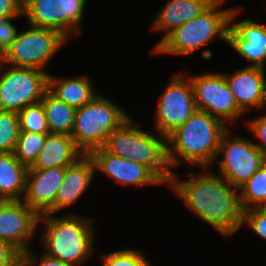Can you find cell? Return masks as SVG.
Instances as JSON below:
<instances>
[{
	"label": "cell",
	"instance_id": "1",
	"mask_svg": "<svg viewBox=\"0 0 266 266\" xmlns=\"http://www.w3.org/2000/svg\"><path fill=\"white\" fill-rule=\"evenodd\" d=\"M201 170L205 173H189L187 180L172 171L168 186L201 221L225 237L232 236L242 227L244 210L239 188L216 172H208V168Z\"/></svg>",
	"mask_w": 266,
	"mask_h": 266
},
{
	"label": "cell",
	"instance_id": "2",
	"mask_svg": "<svg viewBox=\"0 0 266 266\" xmlns=\"http://www.w3.org/2000/svg\"><path fill=\"white\" fill-rule=\"evenodd\" d=\"M224 122L207 112L196 110L191 117L166 138L170 170L179 164L191 163L198 168H211L223 134Z\"/></svg>",
	"mask_w": 266,
	"mask_h": 266
},
{
	"label": "cell",
	"instance_id": "3",
	"mask_svg": "<svg viewBox=\"0 0 266 266\" xmlns=\"http://www.w3.org/2000/svg\"><path fill=\"white\" fill-rule=\"evenodd\" d=\"M55 215V216H54ZM42 225L41 245L44 253L71 266H81L94 253L95 229L93 219L77 213L39 216Z\"/></svg>",
	"mask_w": 266,
	"mask_h": 266
},
{
	"label": "cell",
	"instance_id": "4",
	"mask_svg": "<svg viewBox=\"0 0 266 266\" xmlns=\"http://www.w3.org/2000/svg\"><path fill=\"white\" fill-rule=\"evenodd\" d=\"M139 125L130 117L108 136L102 148L124 159L144 164L168 185L172 171L167 160L166 138L157 132L154 135L141 130Z\"/></svg>",
	"mask_w": 266,
	"mask_h": 266
},
{
	"label": "cell",
	"instance_id": "5",
	"mask_svg": "<svg viewBox=\"0 0 266 266\" xmlns=\"http://www.w3.org/2000/svg\"><path fill=\"white\" fill-rule=\"evenodd\" d=\"M226 0H215L199 16L170 33L152 53L190 55L218 37L228 43L232 8H224ZM222 8V10H221Z\"/></svg>",
	"mask_w": 266,
	"mask_h": 266
},
{
	"label": "cell",
	"instance_id": "6",
	"mask_svg": "<svg viewBox=\"0 0 266 266\" xmlns=\"http://www.w3.org/2000/svg\"><path fill=\"white\" fill-rule=\"evenodd\" d=\"M131 116L112 100L97 94L89 103L76 109L71 137L77 147L88 155L101 148L108 136Z\"/></svg>",
	"mask_w": 266,
	"mask_h": 266
},
{
	"label": "cell",
	"instance_id": "7",
	"mask_svg": "<svg viewBox=\"0 0 266 266\" xmlns=\"http://www.w3.org/2000/svg\"><path fill=\"white\" fill-rule=\"evenodd\" d=\"M69 41L62 33L48 28L28 25L27 30L18 32L1 62L46 72V66Z\"/></svg>",
	"mask_w": 266,
	"mask_h": 266
},
{
	"label": "cell",
	"instance_id": "8",
	"mask_svg": "<svg viewBox=\"0 0 266 266\" xmlns=\"http://www.w3.org/2000/svg\"><path fill=\"white\" fill-rule=\"evenodd\" d=\"M48 74L0 61V110L19 113L26 106L40 102L48 90Z\"/></svg>",
	"mask_w": 266,
	"mask_h": 266
},
{
	"label": "cell",
	"instance_id": "9",
	"mask_svg": "<svg viewBox=\"0 0 266 266\" xmlns=\"http://www.w3.org/2000/svg\"><path fill=\"white\" fill-rule=\"evenodd\" d=\"M230 130L223 134L214 162L219 165L220 175L239 188L261 168L266 158L252 140L240 135L231 137Z\"/></svg>",
	"mask_w": 266,
	"mask_h": 266
},
{
	"label": "cell",
	"instance_id": "10",
	"mask_svg": "<svg viewBox=\"0 0 266 266\" xmlns=\"http://www.w3.org/2000/svg\"><path fill=\"white\" fill-rule=\"evenodd\" d=\"M87 1L23 0V15L27 24L56 30L69 40L80 34Z\"/></svg>",
	"mask_w": 266,
	"mask_h": 266
},
{
	"label": "cell",
	"instance_id": "11",
	"mask_svg": "<svg viewBox=\"0 0 266 266\" xmlns=\"http://www.w3.org/2000/svg\"><path fill=\"white\" fill-rule=\"evenodd\" d=\"M196 110L190 78L185 74L183 75L182 72L175 74L159 97L156 115L153 117V130L167 138L185 123Z\"/></svg>",
	"mask_w": 266,
	"mask_h": 266
},
{
	"label": "cell",
	"instance_id": "12",
	"mask_svg": "<svg viewBox=\"0 0 266 266\" xmlns=\"http://www.w3.org/2000/svg\"><path fill=\"white\" fill-rule=\"evenodd\" d=\"M189 78L197 110L207 112L227 126L244 116L229 89L224 73L206 72Z\"/></svg>",
	"mask_w": 266,
	"mask_h": 266
},
{
	"label": "cell",
	"instance_id": "13",
	"mask_svg": "<svg viewBox=\"0 0 266 266\" xmlns=\"http://www.w3.org/2000/svg\"><path fill=\"white\" fill-rule=\"evenodd\" d=\"M39 216L23 200L0 202V240L20 254L30 250V241L40 226Z\"/></svg>",
	"mask_w": 266,
	"mask_h": 266
},
{
	"label": "cell",
	"instance_id": "14",
	"mask_svg": "<svg viewBox=\"0 0 266 266\" xmlns=\"http://www.w3.org/2000/svg\"><path fill=\"white\" fill-rule=\"evenodd\" d=\"M241 7H234L230 15L228 43L251 67L265 68L266 63V25L245 18L237 21ZM236 19V20H235Z\"/></svg>",
	"mask_w": 266,
	"mask_h": 266
},
{
	"label": "cell",
	"instance_id": "15",
	"mask_svg": "<svg viewBox=\"0 0 266 266\" xmlns=\"http://www.w3.org/2000/svg\"><path fill=\"white\" fill-rule=\"evenodd\" d=\"M88 156L95 171L104 173L122 186L164 185V183L144 164L106 152L102 147L94 149Z\"/></svg>",
	"mask_w": 266,
	"mask_h": 266
},
{
	"label": "cell",
	"instance_id": "16",
	"mask_svg": "<svg viewBox=\"0 0 266 266\" xmlns=\"http://www.w3.org/2000/svg\"><path fill=\"white\" fill-rule=\"evenodd\" d=\"M65 167L27 169L23 201L38 215L47 214L55 205Z\"/></svg>",
	"mask_w": 266,
	"mask_h": 266
},
{
	"label": "cell",
	"instance_id": "17",
	"mask_svg": "<svg viewBox=\"0 0 266 266\" xmlns=\"http://www.w3.org/2000/svg\"><path fill=\"white\" fill-rule=\"evenodd\" d=\"M265 70L266 68L246 66L231 75L224 73L229 89L244 115L251 109L262 110L265 108Z\"/></svg>",
	"mask_w": 266,
	"mask_h": 266
},
{
	"label": "cell",
	"instance_id": "18",
	"mask_svg": "<svg viewBox=\"0 0 266 266\" xmlns=\"http://www.w3.org/2000/svg\"><path fill=\"white\" fill-rule=\"evenodd\" d=\"M96 174L95 166L88 155L75 164L65 167L63 181L57 191L55 205L47 214H56L65 207L76 204L77 200L90 188Z\"/></svg>",
	"mask_w": 266,
	"mask_h": 266
},
{
	"label": "cell",
	"instance_id": "19",
	"mask_svg": "<svg viewBox=\"0 0 266 266\" xmlns=\"http://www.w3.org/2000/svg\"><path fill=\"white\" fill-rule=\"evenodd\" d=\"M215 0H168L155 16L152 29L165 31L153 50L175 29L199 16Z\"/></svg>",
	"mask_w": 266,
	"mask_h": 266
},
{
	"label": "cell",
	"instance_id": "20",
	"mask_svg": "<svg viewBox=\"0 0 266 266\" xmlns=\"http://www.w3.org/2000/svg\"><path fill=\"white\" fill-rule=\"evenodd\" d=\"M85 154L68 134L50 133L34 164L28 169L44 170L54 167H68Z\"/></svg>",
	"mask_w": 266,
	"mask_h": 266
},
{
	"label": "cell",
	"instance_id": "21",
	"mask_svg": "<svg viewBox=\"0 0 266 266\" xmlns=\"http://www.w3.org/2000/svg\"><path fill=\"white\" fill-rule=\"evenodd\" d=\"M48 91L75 109L83 107L98 94L86 74L69 78L48 74Z\"/></svg>",
	"mask_w": 266,
	"mask_h": 266
},
{
	"label": "cell",
	"instance_id": "22",
	"mask_svg": "<svg viewBox=\"0 0 266 266\" xmlns=\"http://www.w3.org/2000/svg\"><path fill=\"white\" fill-rule=\"evenodd\" d=\"M27 167L13 153L0 152V199L22 200L25 193Z\"/></svg>",
	"mask_w": 266,
	"mask_h": 266
},
{
	"label": "cell",
	"instance_id": "23",
	"mask_svg": "<svg viewBox=\"0 0 266 266\" xmlns=\"http://www.w3.org/2000/svg\"><path fill=\"white\" fill-rule=\"evenodd\" d=\"M50 133L71 135L76 109L57 99L48 90L41 100Z\"/></svg>",
	"mask_w": 266,
	"mask_h": 266
},
{
	"label": "cell",
	"instance_id": "24",
	"mask_svg": "<svg viewBox=\"0 0 266 266\" xmlns=\"http://www.w3.org/2000/svg\"><path fill=\"white\" fill-rule=\"evenodd\" d=\"M243 210L266 207V160L243 185L239 187Z\"/></svg>",
	"mask_w": 266,
	"mask_h": 266
},
{
	"label": "cell",
	"instance_id": "25",
	"mask_svg": "<svg viewBox=\"0 0 266 266\" xmlns=\"http://www.w3.org/2000/svg\"><path fill=\"white\" fill-rule=\"evenodd\" d=\"M50 133H32L20 131L14 149V156L27 168L36 161L47 135Z\"/></svg>",
	"mask_w": 266,
	"mask_h": 266
},
{
	"label": "cell",
	"instance_id": "26",
	"mask_svg": "<svg viewBox=\"0 0 266 266\" xmlns=\"http://www.w3.org/2000/svg\"><path fill=\"white\" fill-rule=\"evenodd\" d=\"M20 133L18 113L0 110V152L13 153Z\"/></svg>",
	"mask_w": 266,
	"mask_h": 266
},
{
	"label": "cell",
	"instance_id": "27",
	"mask_svg": "<svg viewBox=\"0 0 266 266\" xmlns=\"http://www.w3.org/2000/svg\"><path fill=\"white\" fill-rule=\"evenodd\" d=\"M18 118L20 131L50 133L41 101L26 106L18 113Z\"/></svg>",
	"mask_w": 266,
	"mask_h": 266
},
{
	"label": "cell",
	"instance_id": "28",
	"mask_svg": "<svg viewBox=\"0 0 266 266\" xmlns=\"http://www.w3.org/2000/svg\"><path fill=\"white\" fill-rule=\"evenodd\" d=\"M100 258L102 266H152L143 251L134 248L102 253Z\"/></svg>",
	"mask_w": 266,
	"mask_h": 266
},
{
	"label": "cell",
	"instance_id": "29",
	"mask_svg": "<svg viewBox=\"0 0 266 266\" xmlns=\"http://www.w3.org/2000/svg\"><path fill=\"white\" fill-rule=\"evenodd\" d=\"M242 226L251 229L254 234L266 241V207H254L244 210Z\"/></svg>",
	"mask_w": 266,
	"mask_h": 266
},
{
	"label": "cell",
	"instance_id": "30",
	"mask_svg": "<svg viewBox=\"0 0 266 266\" xmlns=\"http://www.w3.org/2000/svg\"><path fill=\"white\" fill-rule=\"evenodd\" d=\"M254 119H247L245 121L247 127L252 132V135L259 140V143H256L255 140L253 144L256 145L260 151L263 153L266 158V114L257 115Z\"/></svg>",
	"mask_w": 266,
	"mask_h": 266
},
{
	"label": "cell",
	"instance_id": "31",
	"mask_svg": "<svg viewBox=\"0 0 266 266\" xmlns=\"http://www.w3.org/2000/svg\"><path fill=\"white\" fill-rule=\"evenodd\" d=\"M40 258L32 249L20 254V266H71L60 259L47 256L45 253Z\"/></svg>",
	"mask_w": 266,
	"mask_h": 266
},
{
	"label": "cell",
	"instance_id": "32",
	"mask_svg": "<svg viewBox=\"0 0 266 266\" xmlns=\"http://www.w3.org/2000/svg\"><path fill=\"white\" fill-rule=\"evenodd\" d=\"M17 18L21 17L0 20V59L18 35V29L12 24V20Z\"/></svg>",
	"mask_w": 266,
	"mask_h": 266
},
{
	"label": "cell",
	"instance_id": "33",
	"mask_svg": "<svg viewBox=\"0 0 266 266\" xmlns=\"http://www.w3.org/2000/svg\"><path fill=\"white\" fill-rule=\"evenodd\" d=\"M23 16V0H0V20Z\"/></svg>",
	"mask_w": 266,
	"mask_h": 266
},
{
	"label": "cell",
	"instance_id": "34",
	"mask_svg": "<svg viewBox=\"0 0 266 266\" xmlns=\"http://www.w3.org/2000/svg\"><path fill=\"white\" fill-rule=\"evenodd\" d=\"M0 266H20V253L3 240H0Z\"/></svg>",
	"mask_w": 266,
	"mask_h": 266
}]
</instances>
